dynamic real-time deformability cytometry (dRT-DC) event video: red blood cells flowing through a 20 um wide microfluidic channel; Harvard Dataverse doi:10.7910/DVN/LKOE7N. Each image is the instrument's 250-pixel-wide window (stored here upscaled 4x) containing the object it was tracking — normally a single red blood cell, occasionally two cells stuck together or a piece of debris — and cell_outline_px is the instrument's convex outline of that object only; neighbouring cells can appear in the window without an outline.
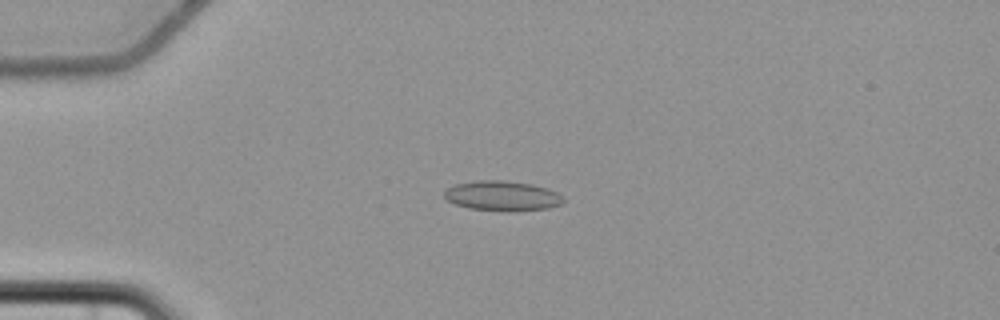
{"species": "common noctule bat (a hibernating species)", "species_latin": "Nyctalus noctula", "temperature_condition": "cold", "stored_images_in_passage": 4, "camera_frame_rate_fps": 3000, "um_per_image_px": 0.085, "animal": {"sex": "female", "body_mass_g": 22.7, "forearm_length_mm": 54.2}, "frame": {"image": 1, "passage_image": 2, "time_ms": 1.333, "image_size_px": [1000, 320], "cell_outline_px": [[564, 200], [560, 204], [548, 208], [508, 212], [504, 212], [468, 208], [456, 204], [448, 200], [444, 196], [444, 192], [448, 188], [456, 184], [476, 180], [504, 180], [532, 184], [548, 188], [556, 192]], "centroid_in_image_um": [42.68, 16.65], "position_along_channel_um": 42.3, "area_um2": 20.81}}
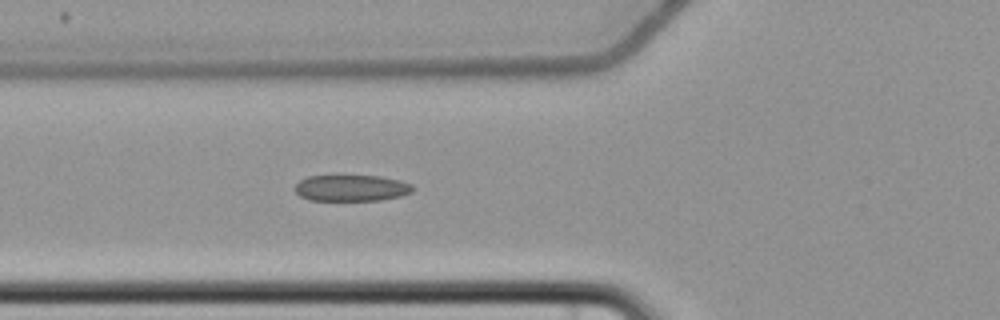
{"frame": {"image": 2, "passage_image": 4, "time_ms": 3.667, "image_size_px": [1000, 320], "cell_outline_px": [[416, 188], [412, 192], [400, 196], [380, 200], [308, 200], [300, 196], [292, 188], [300, 180], [308, 176], [380, 176], [412, 184]], "centroid_in_image_um": [29.85, 15.98], "position_along_channel_um": 96.0, "area_um2": 18.03}}